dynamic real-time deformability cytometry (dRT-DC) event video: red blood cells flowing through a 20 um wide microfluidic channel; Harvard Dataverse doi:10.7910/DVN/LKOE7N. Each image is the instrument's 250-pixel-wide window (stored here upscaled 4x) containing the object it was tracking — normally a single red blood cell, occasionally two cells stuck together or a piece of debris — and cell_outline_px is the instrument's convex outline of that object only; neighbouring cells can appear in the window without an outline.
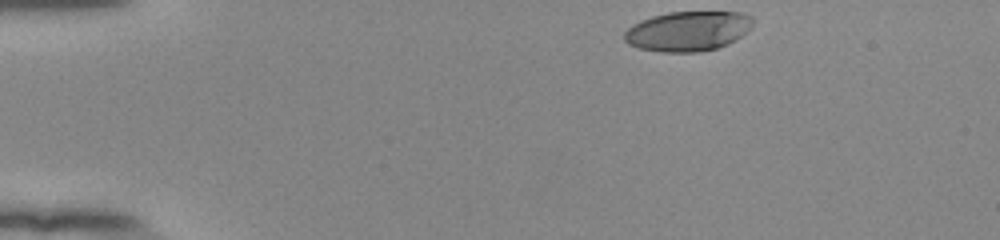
{"species": "human", "species_latin": "Homo sapiens", "temperature_condition": "room temperature", "stored_images_in_passage": 39, "camera_frame_rate_fps": 3000, "um_per_image_px": 0.085, "donor": {"sex": "female"}, "frame": {"image": 1, "passage_image": 1, "time_ms": 0.0, "image_size_px": [1000, 240], "cell_outline_px": [[752, 28], [736, 40], [728, 44], [716, 48], [700, 52], [660, 52], [640, 48], [628, 44], [624, 40], [624, 32], [632, 24], [640, 20], [652, 16], [668, 12], [744, 12], [752, 16]], "centroid_in_image_um": [58.48, 2.64], "position_along_channel_um": 26.5, "area_um2": 30.11}}
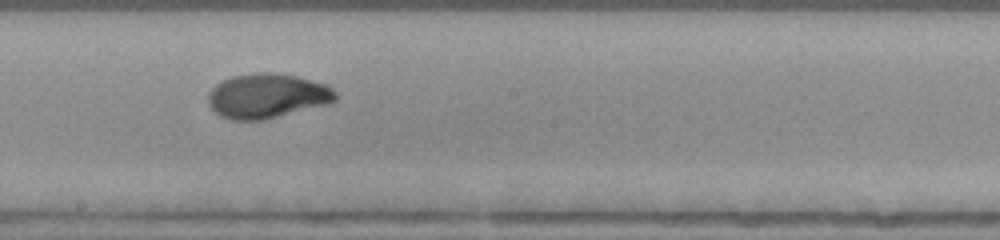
{"frame": {"image": 2, "passage_image": 23, "time_ms": 7.333, "image_size_px": [1000, 240], "cell_outline_px": [[336, 100], [324, 104], [264, 120], [232, 120], [220, 116], [208, 104], [208, 92], [216, 84], [232, 76], [252, 72], [276, 72], [300, 76], [328, 84], [336, 92]], "centroid_in_image_um": [22.7, 8.12], "position_along_channel_um": 225.5, "area_um2": 33.29}}
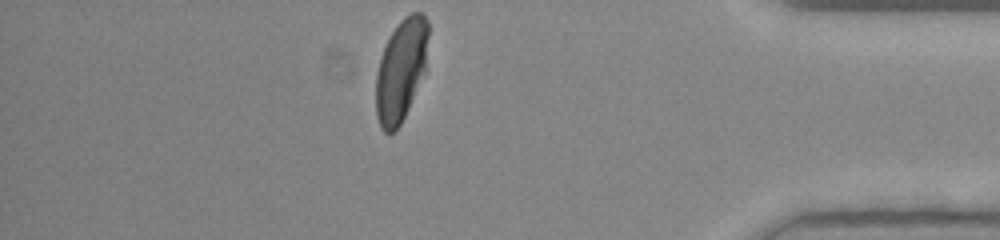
{"frame": {"image": 3, "passage_image": 39, "time_ms": 12.667, "image_size_px": [1000, 240], "cell_outline_px": [[428, 36], [424, 72], [408, 108], [400, 124], [388, 136], [380, 128], [376, 116], [376, 72], [380, 56], [392, 32], [400, 20], [404, 16], [412, 12], [420, 12], [428, 20]], "centroid_in_image_um": [34.06, 5.96], "position_along_channel_um": 401.1, "area_um2": 30.98}, "authors_computed_cell_mechanics": {"area_um2": 32.4258, "velocity_mm_per_s": 3.8854, "shape_relaxation_time_tau1_ms": 3.5335, "shape_relaxation_time_tau2_ms": 0.7501, "deformation_change_tau1": 0.2057, "deformation_change_tau2": 0.0366}}